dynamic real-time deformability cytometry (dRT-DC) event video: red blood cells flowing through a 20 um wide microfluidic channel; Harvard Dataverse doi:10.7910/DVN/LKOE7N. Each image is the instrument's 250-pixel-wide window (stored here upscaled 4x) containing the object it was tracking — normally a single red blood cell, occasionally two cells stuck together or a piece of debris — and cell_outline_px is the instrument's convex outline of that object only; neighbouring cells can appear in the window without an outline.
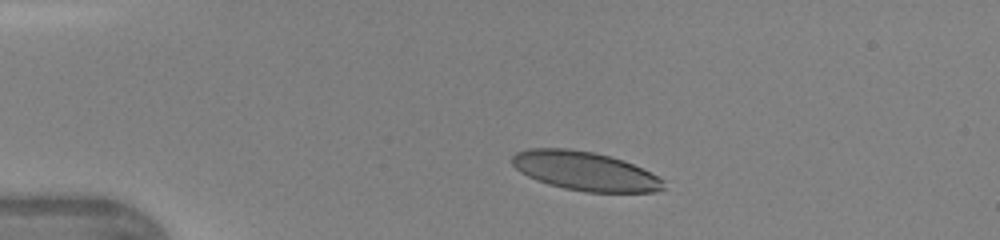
{"species": "human", "species_latin": "Homo sapiens", "temperature_condition": "warm", "stored_images_in_passage": 32, "camera_frame_rate_fps": 3000, "um_per_image_px": 0.085, "donor": {"sex": "female"}, "frame": {"image": 1, "passage_image": 1, "time_ms": 0.0, "image_size_px": [1000, 240], "cell_outline_px": [[664, 188], [656, 192], [584, 192], [564, 188], [548, 184], [536, 180], [520, 172], [512, 164], [512, 156], [516, 152], [528, 148], [568, 148], [592, 152], [624, 160], [664, 180]], "centroid_in_image_um": [49.68, 14.54], "position_along_channel_um": 35.3, "area_um2": 34.22}}
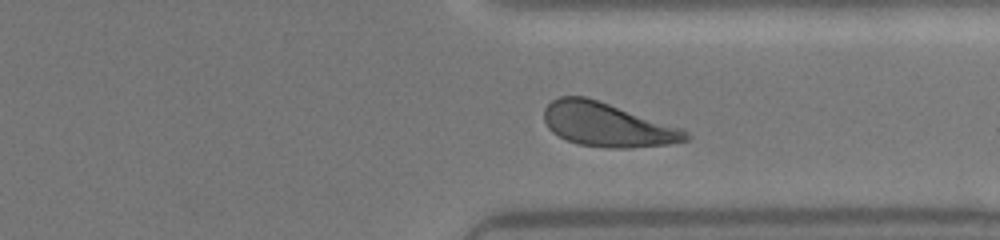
{"frame": {"image": 2, "passage_image": 26, "time_ms": 8.333, "image_size_px": [1000, 240], "cell_outline_px": [[692, 136], [688, 140], [668, 144], [632, 148], [604, 148], [580, 144], [568, 140], [552, 132], [548, 128], [544, 120], [544, 108], [552, 100], [560, 96], [588, 96], [684, 128]], "centroid_in_image_um": [51.66, 10.59], "position_along_channel_um": 359.7, "area_um2": 36.7}}
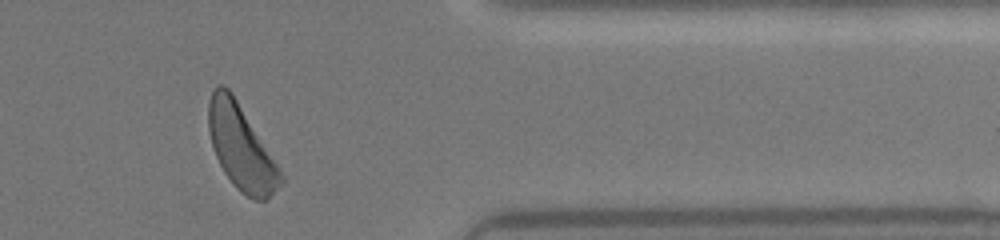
{"frame": {"image": 3, "passage_image": 29, "time_ms": 9.333, "image_size_px": [1000, 240], "cell_outline_px": [[284, 180], [268, 200], [256, 200], [240, 192], [236, 188], [224, 172], [216, 156], [212, 144], [208, 128], [208, 104], [212, 92], [220, 84], [224, 84], [232, 92], [284, 176]], "centroid_in_image_um": [20.49, 12.54], "position_along_channel_um": 390.9, "area_um2": 35.03}}